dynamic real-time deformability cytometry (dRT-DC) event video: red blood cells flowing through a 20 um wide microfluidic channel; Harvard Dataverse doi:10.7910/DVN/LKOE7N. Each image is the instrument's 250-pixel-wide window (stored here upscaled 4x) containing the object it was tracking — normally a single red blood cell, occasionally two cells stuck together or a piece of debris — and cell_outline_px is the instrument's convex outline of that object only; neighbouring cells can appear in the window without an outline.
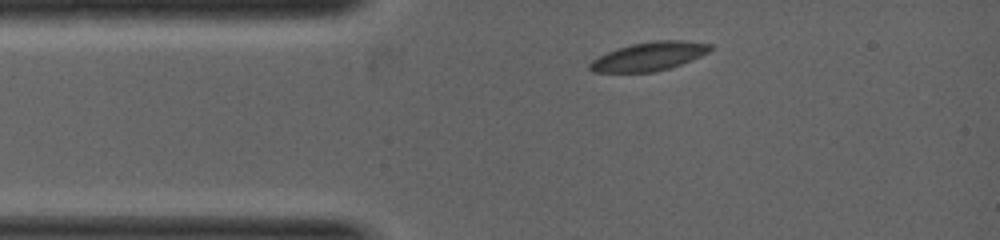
{"species": "common noctule bat (a hibernating species)", "species_latin": "Nyctalus noctula", "temperature_condition": "warm", "stored_images_in_passage": 2, "camera_frame_rate_fps": 5000, "um_per_image_px": 0.085, "animal": {"sex": "female", "body_mass_g": 19.0, "forearm_length_mm": 53.3}, "frame": {"image": 1, "passage_image": 1, "time_ms": 0.0, "image_size_px": [1000, 240], "cell_outline_px": [[712, 48], [708, 52], [692, 60], [668, 68], [652, 72], [592, 72], [588, 68], [588, 64], [592, 60], [608, 52], [632, 44], [656, 40], [680, 40], [712, 44]], "centroid_in_image_um": [55.17, 4.79], "position_along_channel_um": 29.8, "area_um2": 19.83}}